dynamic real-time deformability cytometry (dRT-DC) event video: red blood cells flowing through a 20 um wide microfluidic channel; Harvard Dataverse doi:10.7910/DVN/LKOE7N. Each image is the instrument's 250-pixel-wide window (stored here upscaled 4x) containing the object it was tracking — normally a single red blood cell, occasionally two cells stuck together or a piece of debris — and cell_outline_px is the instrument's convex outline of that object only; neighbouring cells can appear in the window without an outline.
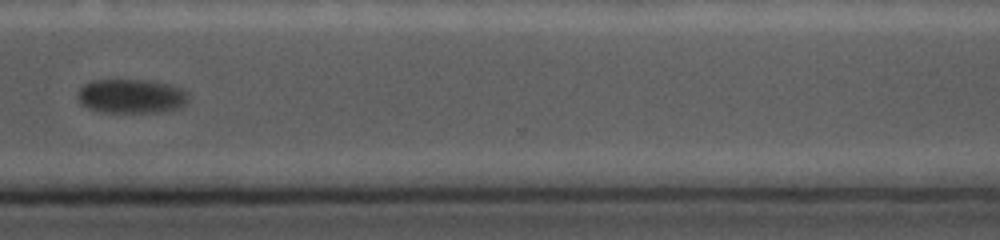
{"species": "common noctule bat (a hibernating species)", "species_latin": "Nyctalus noctula", "temperature_condition": "cold", "stored_images_in_passage": 21, "camera_frame_rate_fps": 5000, "um_per_image_px": 0.085, "animal": {"sex": "female", "body_mass_g": 19.0, "forearm_length_mm": 56.7}, "frame": {"image": 1, "passage_image": 18, "time_ms": 11.0, "image_size_px": [1000, 240], "cell_outline_px": [[192, 96], [180, 108], [156, 112], [104, 112], [88, 108], [80, 104], [76, 96], [76, 92], [84, 84], [92, 80], [148, 80], [172, 84], [184, 88]], "centroid_in_image_um": [11.19, 8.16], "position_along_channel_um": 359.4, "area_um2": 22.54}}
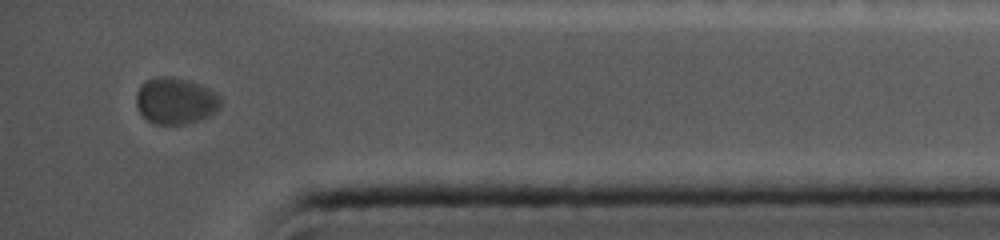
{"frame": {"image": 2, "passage_image": 21, "time_ms": 12.8, "image_size_px": [1000, 240], "cell_outline_px": [[224, 100], [220, 108], [216, 112], [200, 120], [184, 124], [152, 124], [140, 112], [136, 104], [136, 92], [140, 84], [144, 80], [156, 76], [172, 76], [188, 80], [200, 84], [216, 92]], "centroid_in_image_um": [14.94, 8.55], "position_along_channel_um": 420.3, "area_um2": 23.41}}